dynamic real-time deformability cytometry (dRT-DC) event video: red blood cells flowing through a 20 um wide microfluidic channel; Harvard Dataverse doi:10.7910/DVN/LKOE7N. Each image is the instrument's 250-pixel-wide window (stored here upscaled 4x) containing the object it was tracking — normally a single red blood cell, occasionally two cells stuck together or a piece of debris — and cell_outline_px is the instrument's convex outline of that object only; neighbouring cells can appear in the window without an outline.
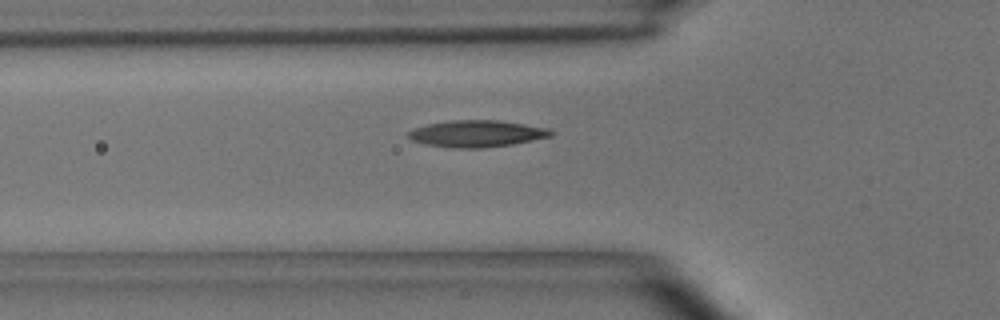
{"species": "common noctule bat (a hibernating species)", "species_latin": "Nyctalus noctula", "temperature_condition": "room temperature", "stored_images_in_passage": 40, "camera_frame_rate_fps": 3000, "um_per_image_px": 0.085, "animal": {"sex": "male", "body_mass_g": 15.6}, "frame": {"image": 1, "passage_image": 8, "time_ms": 2.333, "image_size_px": [1000, 320], "cell_outline_px": [[552, 136], [512, 144], [480, 148], [456, 148], [424, 144], [412, 140], [408, 136], [408, 132], [416, 128], [428, 124], [452, 120], [500, 120], [548, 128], [552, 132]], "centroid_in_image_um": [40.52, 11.36], "position_along_channel_um": 85.3, "area_um2": 21.96}}
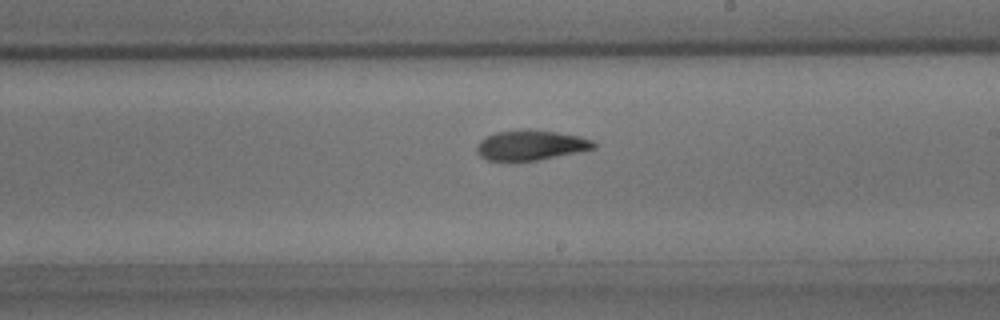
{"frame": {"image": 2, "passage_image": 21, "time_ms": 6.667, "image_size_px": [1000, 320], "cell_outline_px": [[596, 148], [580, 152], [536, 160], [488, 160], [480, 156], [476, 152], [476, 144], [480, 140], [496, 132], [524, 128], [528, 128], [556, 132], [580, 136], [592, 140], [596, 144]], "centroid_in_image_um": [45.12, 12.32], "position_along_channel_um": 243.9, "area_um2": 20.58}}
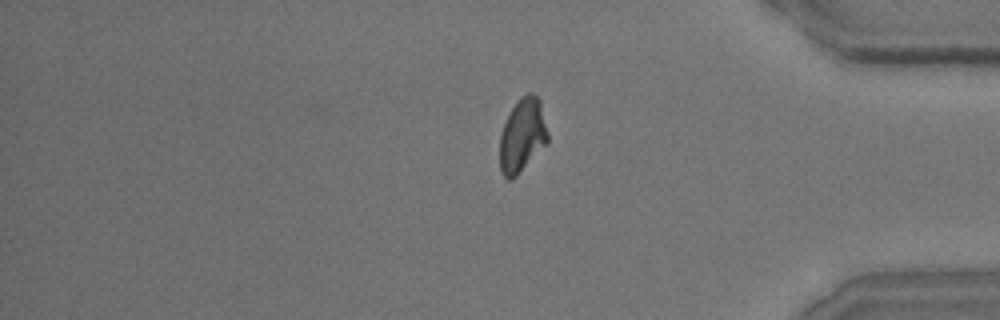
{"frame": {"image": 3, "passage_image": 35, "time_ms": 11.333, "image_size_px": [1000, 320], "cell_outline_px": [[548, 144], [512, 180], [508, 180], [500, 172], [500, 136], [504, 124], [512, 108], [520, 96], [528, 92], [532, 92], [540, 100], [548, 132]], "centroid_in_image_um": [44.41, 11.52], "position_along_channel_um": 390.8, "area_um2": 20.81}}